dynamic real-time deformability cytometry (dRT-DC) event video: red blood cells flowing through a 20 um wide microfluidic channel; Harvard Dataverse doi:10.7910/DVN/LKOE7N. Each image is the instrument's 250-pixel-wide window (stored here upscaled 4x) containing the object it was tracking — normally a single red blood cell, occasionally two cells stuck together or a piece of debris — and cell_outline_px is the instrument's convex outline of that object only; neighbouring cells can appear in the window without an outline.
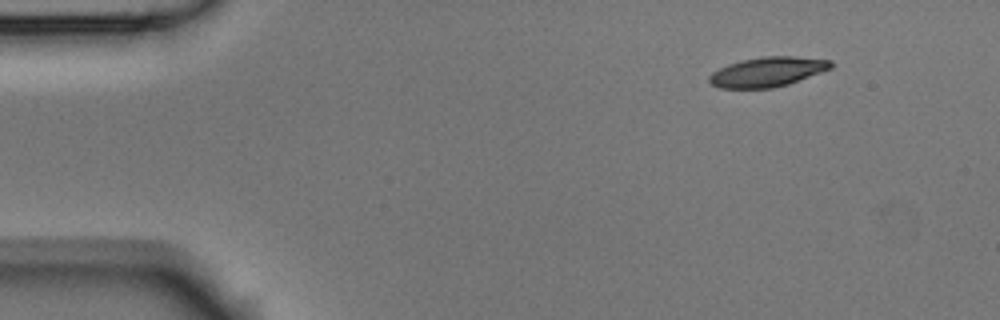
{"species": "Egyptian fruit bat (a non-hibernating species)", "species_latin": "Rousettus aegyptiacus", "temperature_condition": "room temperature", "stored_images_in_passage": 10, "camera_frame_rate_fps": 3000, "um_per_image_px": 0.085, "animal": {"sex": "male"}, "frame": {"image": 1, "passage_image": 1, "time_ms": 0.0, "image_size_px": [1000, 320], "cell_outline_px": [[832, 68], [788, 84], [772, 88], [720, 88], [712, 84], [708, 80], [708, 76], [712, 72], [728, 64], [740, 60], [764, 56], [796, 56], [832, 60]], "centroid_in_image_um": [65.23, 6.1], "position_along_channel_um": 19.8, "area_um2": 21.04}}
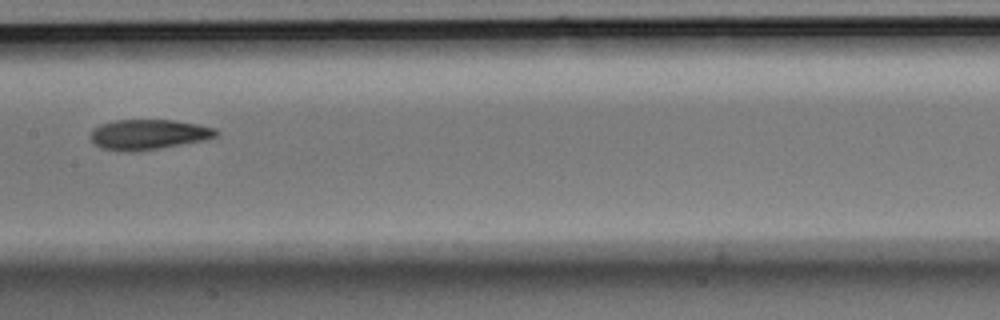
{"frame": {"image": 2, "passage_image": 7, "time_ms": 2.0, "image_size_px": [1000, 320], "cell_outline_px": [[220, 132], [216, 136], [204, 140], [160, 148], [136, 152], [128, 152], [100, 148], [92, 144], [92, 132], [100, 124], [116, 120], [176, 120], [216, 128]], "centroid_in_image_um": [12.63, 11.44], "position_along_channel_um": 194.8, "area_um2": 22.08}}
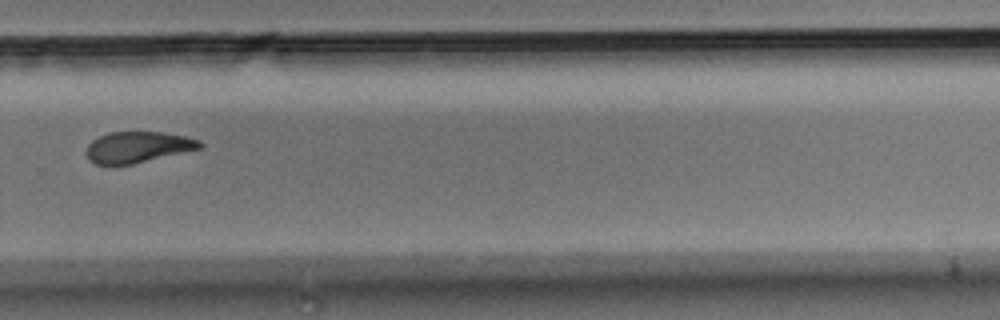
{"frame": {"image": 3, "passage_image": 10, "time_ms": 3.0, "image_size_px": [1000, 320], "cell_outline_px": [[204, 144], [200, 148], [132, 164], [96, 164], [88, 160], [84, 152], [88, 144], [92, 140], [108, 132], [160, 132], [184, 136], [200, 140]], "centroid_in_image_um": [11.66, 12.5], "position_along_channel_um": 318.1, "area_um2": 20.4}}